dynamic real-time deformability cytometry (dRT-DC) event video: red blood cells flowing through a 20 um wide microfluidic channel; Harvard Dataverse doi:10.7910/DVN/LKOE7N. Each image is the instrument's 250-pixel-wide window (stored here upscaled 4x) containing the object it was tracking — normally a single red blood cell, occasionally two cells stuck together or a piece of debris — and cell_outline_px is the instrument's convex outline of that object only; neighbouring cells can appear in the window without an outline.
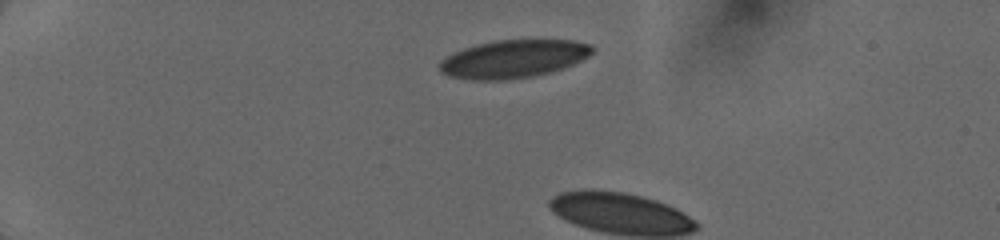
{"species": "human", "species_latin": "Homo sapiens", "temperature_condition": "cold", "stored_images_in_passage": 3, "camera_frame_rate_fps": 3000, "um_per_image_px": 0.085, "donor": {"sex": "female"}, "frame": {"image": 1, "passage_image": 1, "time_ms": 0.0, "image_size_px": [1000, 240], "cell_outline_px": [[596, 48], [588, 56], [564, 68], [532, 76], [504, 80], [472, 80], [448, 76], [440, 72], [440, 60], [452, 52], [476, 44], [496, 40], [576, 40], [592, 44]], "centroid_in_image_um": [43.63, 5.0], "position_along_channel_um": 41.4, "area_um2": 33.93}}